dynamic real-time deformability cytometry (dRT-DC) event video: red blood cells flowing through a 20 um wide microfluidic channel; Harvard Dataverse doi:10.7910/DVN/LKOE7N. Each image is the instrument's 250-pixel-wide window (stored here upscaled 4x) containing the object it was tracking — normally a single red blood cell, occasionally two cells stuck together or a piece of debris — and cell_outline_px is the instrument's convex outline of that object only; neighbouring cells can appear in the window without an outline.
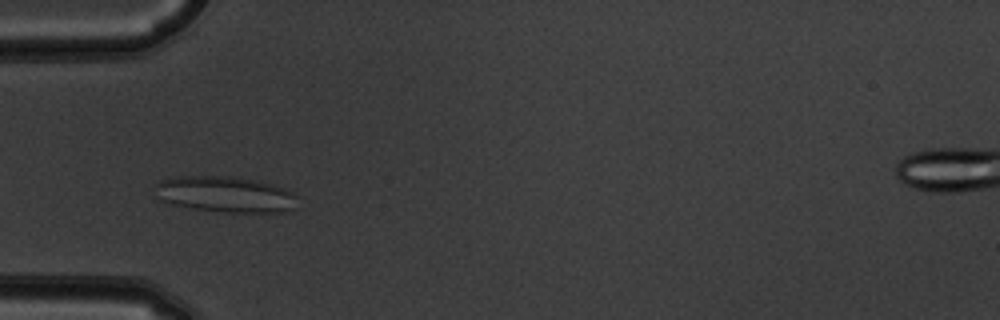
{"species": "common noctule bat (a hibernating species)", "species_latin": "Nyctalus noctula", "temperature_condition": "warm", "stored_images_in_passage": 48, "camera_frame_rate_fps": 3000, "um_per_image_px": 0.085, "animal": {"sex": "male", "body_mass_g": 19.5, "forearm_length_mm": 54.6}, "frame": {"image": 1, "passage_image": 12, "time_ms": 3.667, "image_size_px": [1000, 320], "cell_outline_px": [[300, 196], [296, 208], [288, 212], [224, 212], [188, 208], [172, 204], [160, 200], [156, 196], [152, 184], [160, 180], [172, 176], [236, 176], [272, 184], [284, 188]], "centroid_in_image_um": [19.14, 16.51], "position_along_channel_um": 65.9, "area_um2": 30.69}}
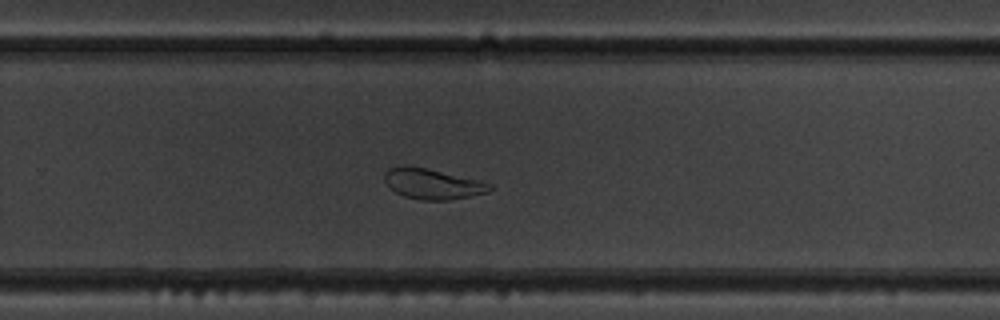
{"frame": {"image": 2, "passage_image": 30, "time_ms": 9.667, "image_size_px": [1000, 320], "cell_outline_px": [[492, 188], [488, 192], [448, 200], [420, 200], [404, 196], [396, 192], [384, 180], [384, 172], [388, 168], [400, 164], [404, 164], [424, 168], [476, 180], [492, 184]], "centroid_in_image_um": [36.69, 15.62], "position_along_channel_um": 293.1, "area_um2": 18.38}}
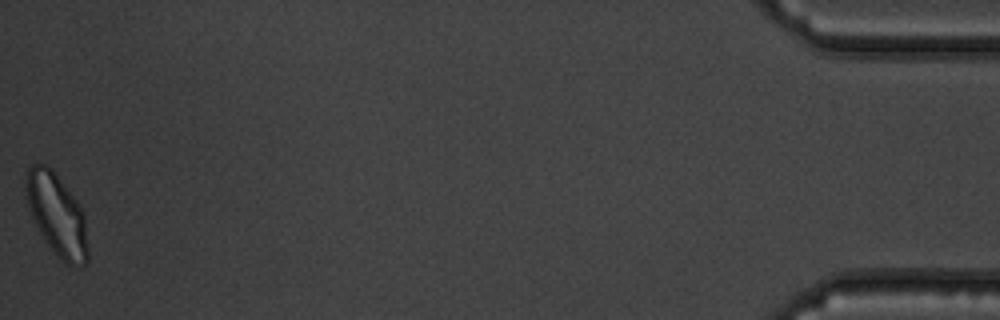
{"frame": {"image": 3, "passage_image": 48, "time_ms": 15.667, "image_size_px": [1000, 320], "cell_outline_px": [[88, 260], [80, 268], [68, 264], [48, 244], [40, 232], [32, 216], [28, 204], [24, 188], [24, 184], [28, 168], [32, 164], [48, 164], [52, 168], [76, 200], [84, 216], [88, 248]], "centroid_in_image_um": [4.83, 18.21], "position_along_channel_um": 430.4, "area_um2": 29.19}, "authors_computed_cell_mechanics": {"area_um2": 24.6806, "velocity_mm_per_s": 3.8129, "shape_relaxation_time_tau1_ms": null, "shape_relaxation_time_tau2_ms": 2.1217, "deformation_change_tau1": null, "deformation_change_tau2": 0.087}}